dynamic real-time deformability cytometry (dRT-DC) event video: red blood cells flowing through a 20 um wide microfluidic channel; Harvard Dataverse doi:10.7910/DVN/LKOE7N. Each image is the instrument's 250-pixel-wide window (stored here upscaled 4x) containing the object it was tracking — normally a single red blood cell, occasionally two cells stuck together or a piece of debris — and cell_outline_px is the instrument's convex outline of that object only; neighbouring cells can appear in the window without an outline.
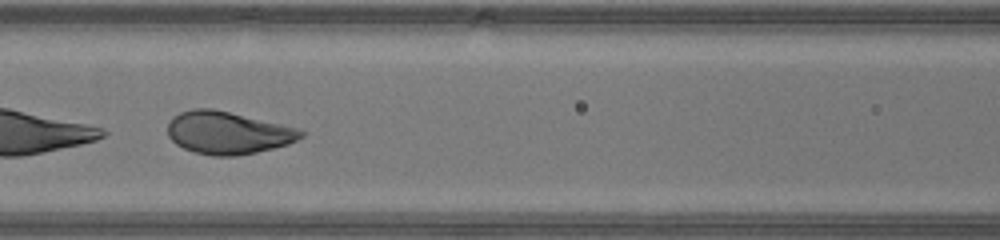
{"species": "human", "species_latin": "Homo sapiens", "temperature_condition": "warm", "stored_images_in_passage": 45, "segment_of_instrument_passage": [2, 2], "camera_frame_rate_fps": 3000, "um_per_image_px": 0.085, "donor": {"sex": "male"}, "frame": {"image": 1, "passage_image": 20, "time_ms": 6.333, "image_size_px": [1000, 240], "cell_outline_px": [[304, 136], [288, 144], [256, 152], [236, 156], [212, 156], [196, 152], [184, 148], [176, 144], [168, 136], [168, 120], [172, 116], [180, 112], [192, 108], [212, 108], [300, 128], [304, 132]], "centroid_in_image_um": [19.35, 11.27], "position_along_channel_um": 147.2, "area_um2": 33.12}}
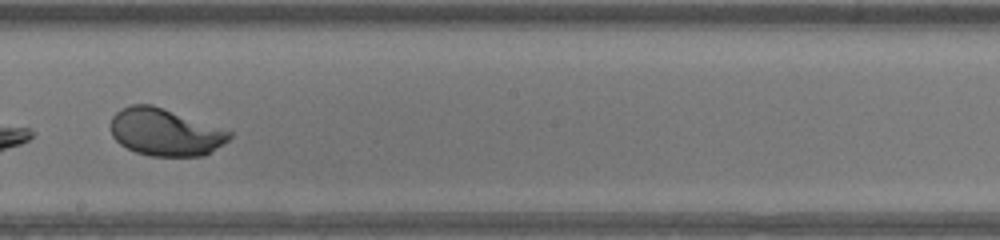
{"frame": {"image": 2, "passage_image": 26, "time_ms": 8.333, "image_size_px": [1000, 240], "cell_outline_px": [[232, 136], [228, 140], [204, 156], [152, 156], [136, 152], [120, 144], [112, 136], [112, 116], [120, 108], [132, 104], [152, 104], [232, 132]], "centroid_in_image_um": [14.01, 11.23], "position_along_channel_um": 234.2, "area_um2": 32.37}}
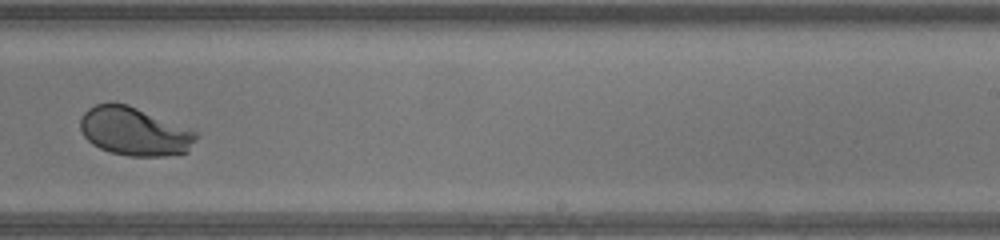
{"frame": {"image": 3, "passage_image": 29, "time_ms": 9.333, "image_size_px": [1000, 240], "cell_outline_px": [[200, 136], [188, 152], [164, 156], [128, 156], [112, 152], [100, 148], [92, 144], [84, 136], [80, 128], [80, 120], [84, 112], [88, 108], [96, 104], [108, 100], [128, 104], [196, 128], [200, 132]], "centroid_in_image_um": [11.52, 11.13], "position_along_channel_um": 277.5, "area_um2": 33.93}}